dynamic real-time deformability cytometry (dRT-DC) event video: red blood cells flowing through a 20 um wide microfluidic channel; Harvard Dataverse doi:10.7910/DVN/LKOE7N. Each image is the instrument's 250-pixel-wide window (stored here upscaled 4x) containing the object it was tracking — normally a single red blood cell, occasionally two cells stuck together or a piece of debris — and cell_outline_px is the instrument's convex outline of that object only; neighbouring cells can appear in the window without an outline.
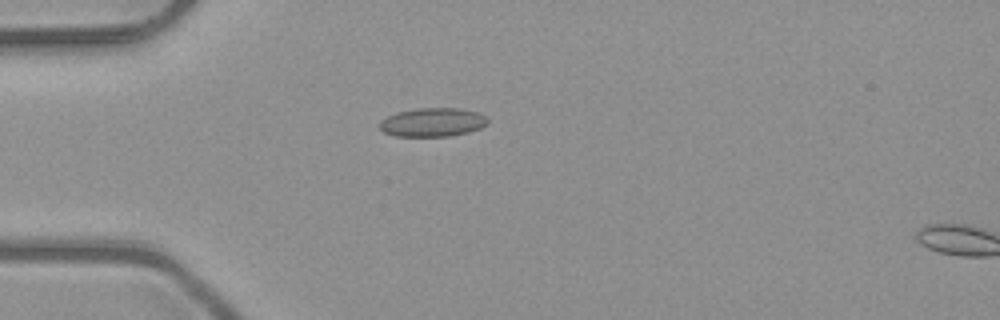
{"species": "common noctule bat (a hibernating species)", "species_latin": "Nyctalus noctula", "temperature_condition": "room temperature", "stored_images_in_passage": 4, "camera_frame_rate_fps": 3000, "um_per_image_px": 0.085, "animal": {"sex": "male", "body_mass_g": 23.1, "forearm_length_mm": 52.7}, "frame": {"image": 1, "passage_image": 3, "time_ms": 0.667, "image_size_px": [1000, 320], "cell_outline_px": [[488, 124], [480, 128], [468, 132], [448, 136], [396, 136], [384, 132], [380, 128], [380, 120], [396, 112], [420, 108], [460, 108], [476, 112], [484, 116], [488, 120]], "centroid_in_image_um": [36.76, 10.39], "position_along_channel_um": 48.2, "area_um2": 17.98}}